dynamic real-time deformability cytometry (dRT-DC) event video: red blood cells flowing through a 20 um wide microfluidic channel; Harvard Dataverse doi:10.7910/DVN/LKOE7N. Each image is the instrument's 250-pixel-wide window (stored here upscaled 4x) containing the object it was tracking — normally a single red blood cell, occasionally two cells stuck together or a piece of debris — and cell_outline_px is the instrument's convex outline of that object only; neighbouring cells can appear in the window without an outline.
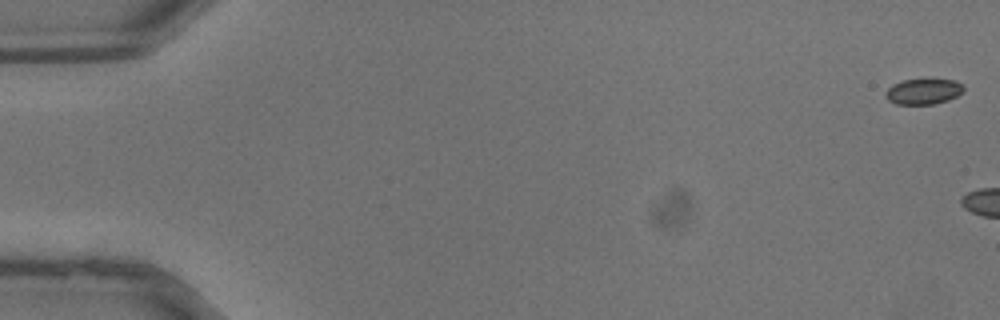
{"species": "common noctule bat (a hibernating species)", "species_latin": "Nyctalus noctula", "temperature_condition": "warm", "stored_images_in_passage": 6, "camera_frame_rate_fps": 3000, "um_per_image_px": 0.085, "animal": {"sex": "male", "body_mass_g": 13.3}, "frame": {"image": 1, "passage_image": 1, "time_ms": 0.0, "image_size_px": [1000, 320], "cell_outline_px": [[964, 92], [948, 100], [936, 104], [896, 104], [888, 100], [884, 96], [884, 92], [892, 84], [904, 80], [928, 76], [956, 80], [964, 84]], "centroid_in_image_um": [78.52, 7.72], "position_along_channel_um": 6.5, "area_um2": 12.48}}